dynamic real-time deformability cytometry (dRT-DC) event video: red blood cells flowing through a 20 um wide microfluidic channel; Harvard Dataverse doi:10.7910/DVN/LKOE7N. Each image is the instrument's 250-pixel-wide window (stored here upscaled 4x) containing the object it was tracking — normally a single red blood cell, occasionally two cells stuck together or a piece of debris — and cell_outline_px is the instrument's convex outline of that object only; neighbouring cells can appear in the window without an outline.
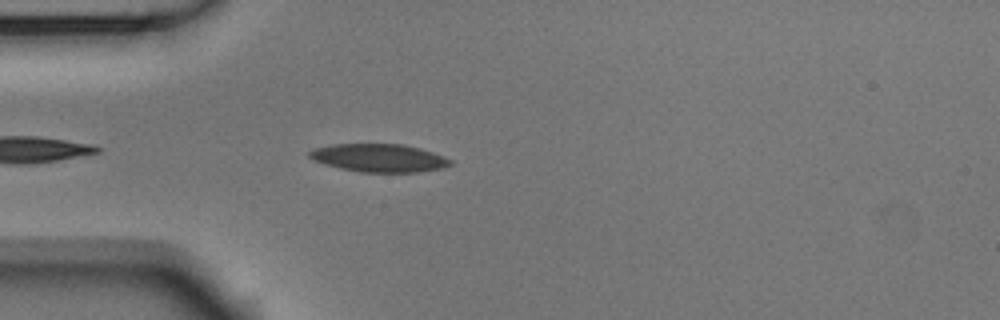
{"species": "Egyptian fruit bat (a non-hibernating species)", "species_latin": "Rousettus aegyptiacus", "temperature_condition": "room temperature", "stored_images_in_passage": 28, "camera_frame_rate_fps": 3000, "um_per_image_px": 0.085, "animal": {"sex": "male"}, "frame": {"image": 1, "passage_image": 3, "time_ms": 0.667, "image_size_px": [1000, 320], "cell_outline_px": [[452, 164], [440, 168], [416, 172], [360, 172], [340, 168], [324, 164], [312, 160], [308, 156], [308, 152], [312, 148], [332, 144], [404, 144], [420, 148], [444, 156], [452, 160]], "centroid_in_image_um": [32.17, 13.41], "position_along_channel_um": 52.8, "area_um2": 23.12}}
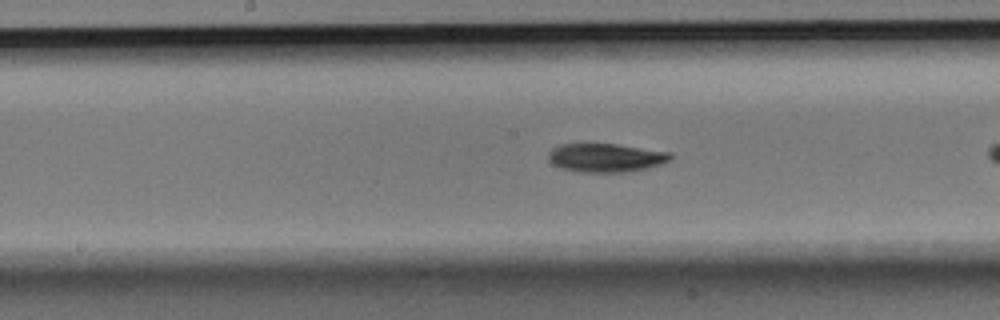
{"frame": {"image": 2, "passage_image": 12, "time_ms": 3.667, "image_size_px": [1000, 320], "cell_outline_px": [[672, 160], [648, 168], [628, 172], [580, 172], [564, 168], [548, 160], [548, 152], [552, 148], [560, 144], [616, 144], [668, 152], [672, 156]], "centroid_in_image_um": [51.5, 13.4], "position_along_channel_um": 196.7, "area_um2": 20.17}}
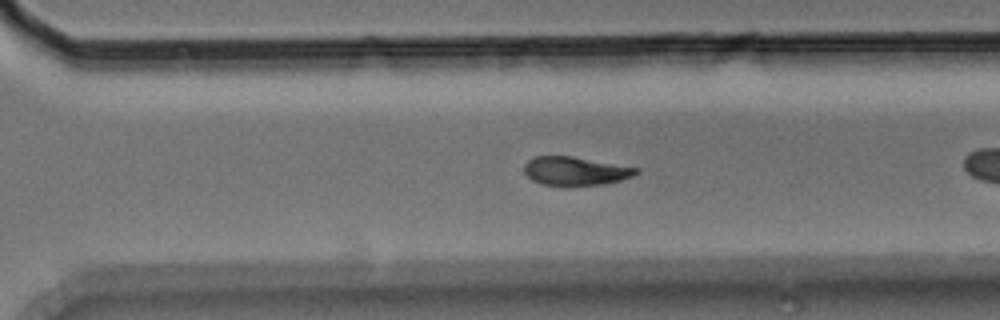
{"frame": {"image": 3, "passage_image": 22, "time_ms": 7.0, "image_size_px": [1000, 320], "cell_outline_px": [[640, 172], [632, 176], [620, 180], [604, 184], [544, 184], [532, 180], [524, 172], [524, 164], [528, 160], [536, 156], [572, 156], [640, 168]], "centroid_in_image_um": [48.92, 14.51], "position_along_channel_um": 321.7, "area_um2": 18.26}}